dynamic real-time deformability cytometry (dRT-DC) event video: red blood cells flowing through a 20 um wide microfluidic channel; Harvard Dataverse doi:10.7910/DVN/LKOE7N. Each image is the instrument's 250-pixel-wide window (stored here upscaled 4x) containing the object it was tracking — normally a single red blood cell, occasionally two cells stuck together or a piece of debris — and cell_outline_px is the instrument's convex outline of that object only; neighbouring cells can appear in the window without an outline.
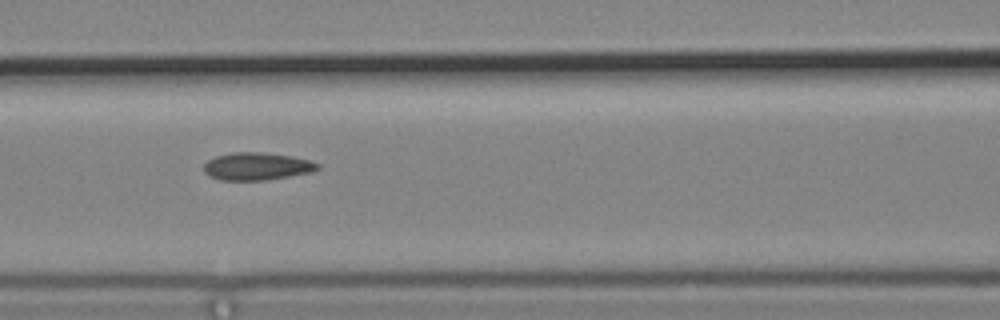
{"species": "common noctule bat (a hibernating species)", "species_latin": "Nyctalus noctula", "temperature_condition": "cold", "stored_images_in_passage": 6, "camera_frame_rate_fps": 3000, "um_per_image_px": 0.085, "animal": {"sex": "male", "body_mass_g": 19.2, "forearm_length_mm": 51.8}, "frame": {"image": 1, "passage_image": 3, "time_ms": 0.667, "image_size_px": [1000, 320], "cell_outline_px": [[320, 168], [312, 172], [268, 180], [220, 180], [208, 176], [204, 172], [204, 164], [208, 160], [216, 156], [232, 152], [260, 152], [292, 156], [312, 160], [320, 164]], "centroid_in_image_um": [21.85, 14.14], "position_along_channel_um": 144.7, "area_um2": 18.5}}
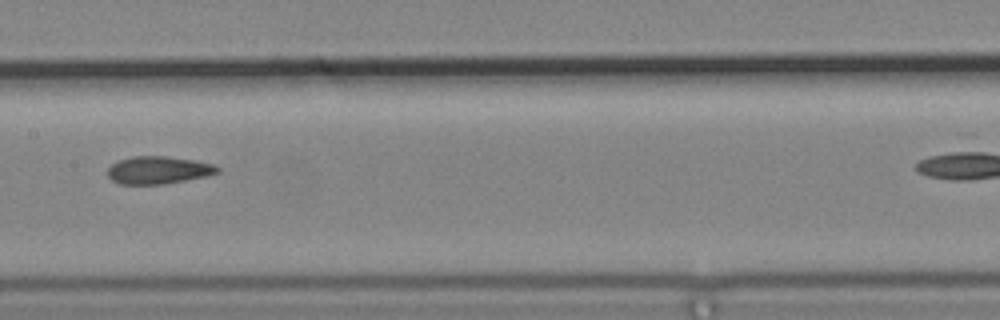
{"frame": {"image": 2, "passage_image": 4, "time_ms": 1.0, "image_size_px": [1000, 320], "cell_outline_px": [[220, 172], [208, 176], [164, 184], [120, 184], [112, 180], [108, 176], [108, 168], [112, 164], [120, 160], [132, 156], [164, 156], [192, 160], [212, 164], [220, 168]], "centroid_in_image_um": [13.47, 14.46], "position_along_channel_um": 193.9, "area_um2": 17.57}}